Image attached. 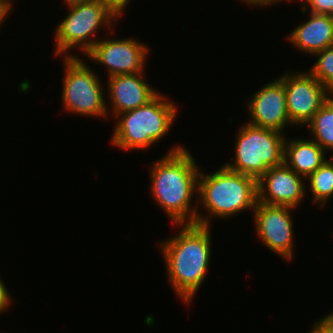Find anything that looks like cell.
I'll use <instances>...</instances> for the list:
<instances>
[{"label":"cell","mask_w":333,"mask_h":333,"mask_svg":"<svg viewBox=\"0 0 333 333\" xmlns=\"http://www.w3.org/2000/svg\"><path fill=\"white\" fill-rule=\"evenodd\" d=\"M152 163V166H149L151 196L170 221L174 225L211 226V217L200 214L197 206L199 203L197 202L196 206L191 203L194 194L198 193L200 169L190 151L177 144L169 149L165 156Z\"/></svg>","instance_id":"6da1fadb"},{"label":"cell","mask_w":333,"mask_h":333,"mask_svg":"<svg viewBox=\"0 0 333 333\" xmlns=\"http://www.w3.org/2000/svg\"><path fill=\"white\" fill-rule=\"evenodd\" d=\"M181 230L159 242L167 282L188 306L204 282L211 261V226L175 224Z\"/></svg>","instance_id":"7a4b0ae2"},{"label":"cell","mask_w":333,"mask_h":333,"mask_svg":"<svg viewBox=\"0 0 333 333\" xmlns=\"http://www.w3.org/2000/svg\"><path fill=\"white\" fill-rule=\"evenodd\" d=\"M160 92L145 105L117 115L111 144L118 150H144L160 141L176 119L177 105Z\"/></svg>","instance_id":"3957f363"},{"label":"cell","mask_w":333,"mask_h":333,"mask_svg":"<svg viewBox=\"0 0 333 333\" xmlns=\"http://www.w3.org/2000/svg\"><path fill=\"white\" fill-rule=\"evenodd\" d=\"M198 201L213 218H231L254 210L258 202L257 179L229 170L224 165L211 174L199 171Z\"/></svg>","instance_id":"277c9868"},{"label":"cell","mask_w":333,"mask_h":333,"mask_svg":"<svg viewBox=\"0 0 333 333\" xmlns=\"http://www.w3.org/2000/svg\"><path fill=\"white\" fill-rule=\"evenodd\" d=\"M67 9L68 15L55 28V56L76 57L70 53L75 47L86 55L100 40L92 39L93 35L103 26L113 28L118 18L100 0H87Z\"/></svg>","instance_id":"5b68a950"},{"label":"cell","mask_w":333,"mask_h":333,"mask_svg":"<svg viewBox=\"0 0 333 333\" xmlns=\"http://www.w3.org/2000/svg\"><path fill=\"white\" fill-rule=\"evenodd\" d=\"M236 134L235 160L223 164L229 170L258 180L269 168L284 163L285 133L244 123Z\"/></svg>","instance_id":"8992f818"},{"label":"cell","mask_w":333,"mask_h":333,"mask_svg":"<svg viewBox=\"0 0 333 333\" xmlns=\"http://www.w3.org/2000/svg\"><path fill=\"white\" fill-rule=\"evenodd\" d=\"M62 59L65 67L61 91L62 109L68 114L72 112L103 119L108 117L109 107L104 94L106 89L102 87L99 75L79 56Z\"/></svg>","instance_id":"52a82bcc"},{"label":"cell","mask_w":333,"mask_h":333,"mask_svg":"<svg viewBox=\"0 0 333 333\" xmlns=\"http://www.w3.org/2000/svg\"><path fill=\"white\" fill-rule=\"evenodd\" d=\"M283 74L278 78L284 84L288 118L293 126H306L332 93L309 71Z\"/></svg>","instance_id":"ba28073f"},{"label":"cell","mask_w":333,"mask_h":333,"mask_svg":"<svg viewBox=\"0 0 333 333\" xmlns=\"http://www.w3.org/2000/svg\"><path fill=\"white\" fill-rule=\"evenodd\" d=\"M293 207L257 202L252 211L259 240L283 259L291 260L294 251Z\"/></svg>","instance_id":"9c48e42d"},{"label":"cell","mask_w":333,"mask_h":333,"mask_svg":"<svg viewBox=\"0 0 333 333\" xmlns=\"http://www.w3.org/2000/svg\"><path fill=\"white\" fill-rule=\"evenodd\" d=\"M148 51L147 45L135 38H103L84 56L104 65L109 78L144 72Z\"/></svg>","instance_id":"30bf717a"},{"label":"cell","mask_w":333,"mask_h":333,"mask_svg":"<svg viewBox=\"0 0 333 333\" xmlns=\"http://www.w3.org/2000/svg\"><path fill=\"white\" fill-rule=\"evenodd\" d=\"M245 103L251 117L247 123L251 125L281 133L288 124L292 125L286 108L284 84L279 78L258 89Z\"/></svg>","instance_id":"8fae6325"},{"label":"cell","mask_w":333,"mask_h":333,"mask_svg":"<svg viewBox=\"0 0 333 333\" xmlns=\"http://www.w3.org/2000/svg\"><path fill=\"white\" fill-rule=\"evenodd\" d=\"M304 181L285 163L269 168L257 180L258 202L297 208L307 193Z\"/></svg>","instance_id":"7c38bea8"},{"label":"cell","mask_w":333,"mask_h":333,"mask_svg":"<svg viewBox=\"0 0 333 333\" xmlns=\"http://www.w3.org/2000/svg\"><path fill=\"white\" fill-rule=\"evenodd\" d=\"M145 73L115 75L108 78L106 88L110 98L111 115L136 109L148 103L159 91L145 81Z\"/></svg>","instance_id":"4fadbf2b"},{"label":"cell","mask_w":333,"mask_h":333,"mask_svg":"<svg viewBox=\"0 0 333 333\" xmlns=\"http://www.w3.org/2000/svg\"><path fill=\"white\" fill-rule=\"evenodd\" d=\"M310 13L308 21L288 35V41L301 52L314 55L333 45V16Z\"/></svg>","instance_id":"5bb4252c"},{"label":"cell","mask_w":333,"mask_h":333,"mask_svg":"<svg viewBox=\"0 0 333 333\" xmlns=\"http://www.w3.org/2000/svg\"><path fill=\"white\" fill-rule=\"evenodd\" d=\"M325 154L327 152L311 138L294 140L285 137L284 163L302 177L314 173L327 160Z\"/></svg>","instance_id":"9a60e30c"},{"label":"cell","mask_w":333,"mask_h":333,"mask_svg":"<svg viewBox=\"0 0 333 333\" xmlns=\"http://www.w3.org/2000/svg\"><path fill=\"white\" fill-rule=\"evenodd\" d=\"M313 136L312 139L323 149H332L333 153V96L314 114L312 120L306 125Z\"/></svg>","instance_id":"2e32d148"},{"label":"cell","mask_w":333,"mask_h":333,"mask_svg":"<svg viewBox=\"0 0 333 333\" xmlns=\"http://www.w3.org/2000/svg\"><path fill=\"white\" fill-rule=\"evenodd\" d=\"M308 187L312 192V202L319 203L323 207L333 197V154L330 160H326L314 173L307 178Z\"/></svg>","instance_id":"e0dca14e"},{"label":"cell","mask_w":333,"mask_h":333,"mask_svg":"<svg viewBox=\"0 0 333 333\" xmlns=\"http://www.w3.org/2000/svg\"><path fill=\"white\" fill-rule=\"evenodd\" d=\"M313 56L318 60L308 71L333 94V45Z\"/></svg>","instance_id":"ac0fdd59"},{"label":"cell","mask_w":333,"mask_h":333,"mask_svg":"<svg viewBox=\"0 0 333 333\" xmlns=\"http://www.w3.org/2000/svg\"><path fill=\"white\" fill-rule=\"evenodd\" d=\"M300 6L302 14H306L310 8L311 13L333 16V0H307Z\"/></svg>","instance_id":"d6986e66"},{"label":"cell","mask_w":333,"mask_h":333,"mask_svg":"<svg viewBox=\"0 0 333 333\" xmlns=\"http://www.w3.org/2000/svg\"><path fill=\"white\" fill-rule=\"evenodd\" d=\"M312 326L310 333H333V318L328 314Z\"/></svg>","instance_id":"ffe728a7"},{"label":"cell","mask_w":333,"mask_h":333,"mask_svg":"<svg viewBox=\"0 0 333 333\" xmlns=\"http://www.w3.org/2000/svg\"><path fill=\"white\" fill-rule=\"evenodd\" d=\"M103 2L118 18L123 16L124 9L131 0H100Z\"/></svg>","instance_id":"44dd1931"},{"label":"cell","mask_w":333,"mask_h":333,"mask_svg":"<svg viewBox=\"0 0 333 333\" xmlns=\"http://www.w3.org/2000/svg\"><path fill=\"white\" fill-rule=\"evenodd\" d=\"M2 281L3 280L0 278V313L7 311L9 306L12 305L11 292L9 294L8 287H6Z\"/></svg>","instance_id":"7402d4cb"},{"label":"cell","mask_w":333,"mask_h":333,"mask_svg":"<svg viewBox=\"0 0 333 333\" xmlns=\"http://www.w3.org/2000/svg\"><path fill=\"white\" fill-rule=\"evenodd\" d=\"M241 1H243V2H245V3H247L246 5H252L253 7H260V6H273L275 3H278V4H280V2L282 1V2H287L288 0H241ZM289 1H293V0H289Z\"/></svg>","instance_id":"603a6c76"},{"label":"cell","mask_w":333,"mask_h":333,"mask_svg":"<svg viewBox=\"0 0 333 333\" xmlns=\"http://www.w3.org/2000/svg\"><path fill=\"white\" fill-rule=\"evenodd\" d=\"M10 10H12V7L6 1L0 0V26L9 17V14H11Z\"/></svg>","instance_id":"cb8c5ba5"},{"label":"cell","mask_w":333,"mask_h":333,"mask_svg":"<svg viewBox=\"0 0 333 333\" xmlns=\"http://www.w3.org/2000/svg\"><path fill=\"white\" fill-rule=\"evenodd\" d=\"M84 1H87V0H64V3H66V5L69 7V6L77 5L78 3H82Z\"/></svg>","instance_id":"d4e9b609"},{"label":"cell","mask_w":333,"mask_h":333,"mask_svg":"<svg viewBox=\"0 0 333 333\" xmlns=\"http://www.w3.org/2000/svg\"><path fill=\"white\" fill-rule=\"evenodd\" d=\"M4 1H6L11 7H13L12 5H14V3H12V2H14L13 0H4Z\"/></svg>","instance_id":"484cf974"},{"label":"cell","mask_w":333,"mask_h":333,"mask_svg":"<svg viewBox=\"0 0 333 333\" xmlns=\"http://www.w3.org/2000/svg\"><path fill=\"white\" fill-rule=\"evenodd\" d=\"M294 1H296V0H294ZM298 1H300V0H298ZM301 1H303V2H301L303 5L307 0H301Z\"/></svg>","instance_id":"4316f807"}]
</instances>
